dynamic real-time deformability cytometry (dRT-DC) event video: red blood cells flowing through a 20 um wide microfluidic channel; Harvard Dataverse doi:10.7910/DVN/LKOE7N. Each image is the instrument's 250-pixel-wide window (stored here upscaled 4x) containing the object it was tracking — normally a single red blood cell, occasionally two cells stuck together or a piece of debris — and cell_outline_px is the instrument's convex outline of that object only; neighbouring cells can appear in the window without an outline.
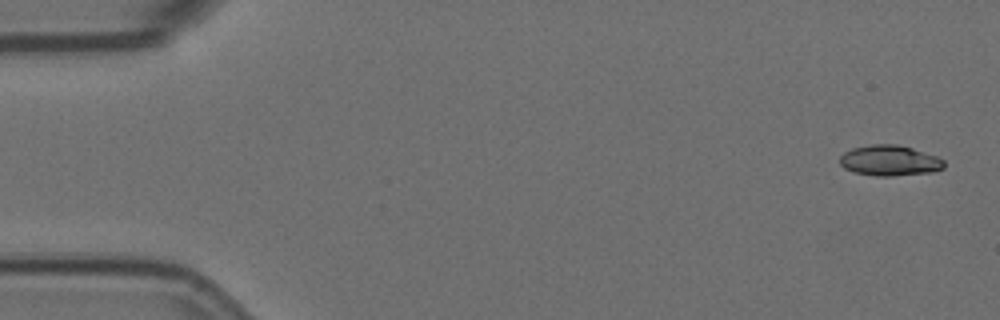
{"species": "Egyptian fruit bat (a non-hibernating species)", "species_latin": "Rousettus aegyptiacus", "temperature_condition": "room temperature", "stored_images_in_passage": 5, "camera_frame_rate_fps": 3000, "um_per_image_px": 0.085, "animal": {"sex": "female"}, "frame": {"image": 1, "passage_image": 1, "time_ms": 0.0, "image_size_px": [1000, 320], "cell_outline_px": [[944, 168], [932, 172], [892, 176], [876, 176], [856, 172], [844, 168], [840, 164], [840, 156], [844, 152], [852, 148], [872, 144], [896, 144], [912, 148], [936, 156], [944, 160]], "centroid_in_image_um": [75.62, 13.64], "position_along_channel_um": 9.4, "area_um2": 18.5}}
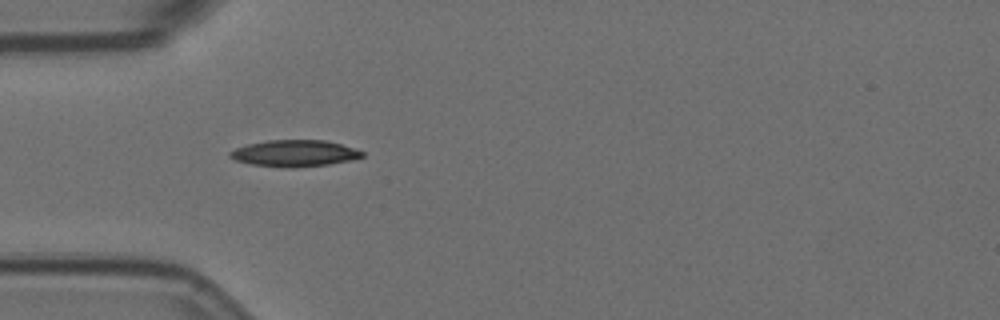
{"frame": {"image": 2, "passage_image": 5, "time_ms": 1.333, "image_size_px": [1000, 320], "cell_outline_px": [[364, 156], [352, 160], [328, 164], [292, 168], [284, 168], [252, 164], [236, 160], [228, 156], [228, 152], [236, 148], [248, 144], [268, 140], [324, 140], [340, 144], [364, 152]], "centroid_in_image_um": [25.02, 13.03], "position_along_channel_um": 60.0, "area_um2": 20.35}}